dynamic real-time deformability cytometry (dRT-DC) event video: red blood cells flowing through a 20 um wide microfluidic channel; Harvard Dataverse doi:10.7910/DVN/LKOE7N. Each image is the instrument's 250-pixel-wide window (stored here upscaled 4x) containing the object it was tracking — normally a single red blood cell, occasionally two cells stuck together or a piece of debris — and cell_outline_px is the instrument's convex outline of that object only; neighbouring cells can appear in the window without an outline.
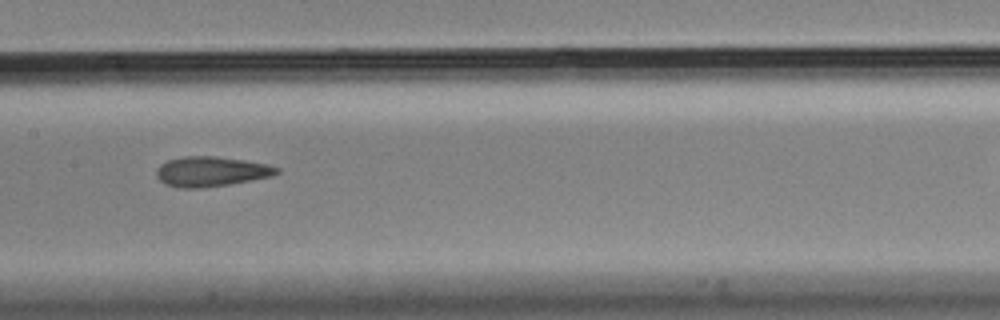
{"species": "Egyptian fruit bat (a non-hibernating species)", "species_latin": "Rousettus aegyptiacus", "temperature_condition": "cold", "stored_images_in_passage": 10, "camera_frame_rate_fps": 3000, "um_per_image_px": 0.085, "animal": {"sex": "male"}, "frame": {"image": 1, "passage_image": 4, "time_ms": 1.0, "image_size_px": [1000, 320], "cell_outline_px": [[280, 172], [272, 176], [252, 180], [204, 188], [180, 188], [164, 184], [156, 176], [156, 168], [160, 164], [168, 160], [184, 156], [216, 156], [244, 160], [268, 164], [280, 168]], "centroid_in_image_um": [17.93, 14.58], "position_along_channel_um": 189.5, "area_um2": 21.15}}
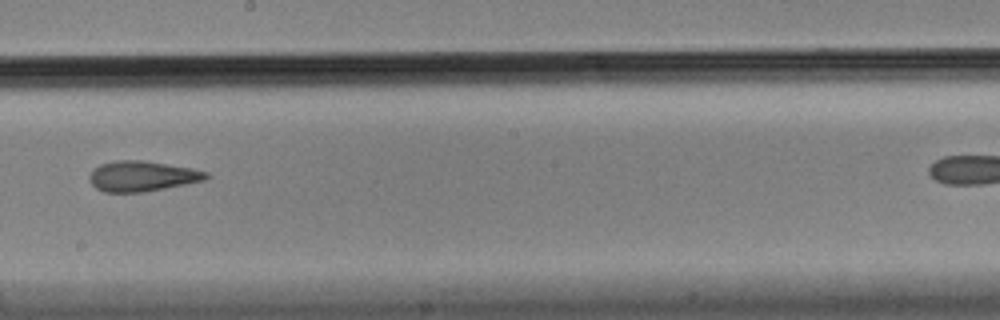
{"frame": {"image": 2, "passage_image": 5, "time_ms": 1.333, "image_size_px": [1000, 320], "cell_outline_px": [[212, 176], [204, 180], [144, 192], [104, 192], [96, 188], [88, 180], [88, 176], [92, 168], [100, 164], [116, 160], [140, 160], [192, 168], [208, 172]], "centroid_in_image_um": [12.04, 14.97], "position_along_channel_um": 236.2, "area_um2": 20.69}}
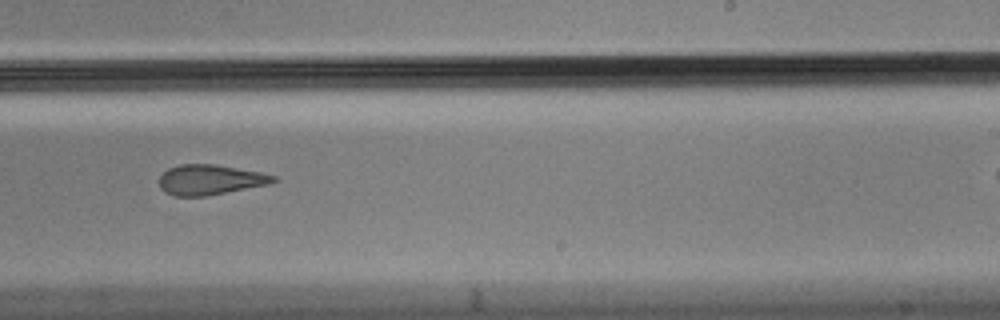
{"frame": {"image": 3, "passage_image": 6, "time_ms": 1.667, "image_size_px": [1000, 320], "cell_outline_px": [[280, 180], [268, 184], [204, 196], [176, 196], [164, 192], [160, 188], [160, 176], [168, 168], [180, 164], [216, 164], [260, 172], [276, 176]], "centroid_in_image_um": [17.86, 15.27], "position_along_channel_um": 271.1, "area_um2": 19.94}}